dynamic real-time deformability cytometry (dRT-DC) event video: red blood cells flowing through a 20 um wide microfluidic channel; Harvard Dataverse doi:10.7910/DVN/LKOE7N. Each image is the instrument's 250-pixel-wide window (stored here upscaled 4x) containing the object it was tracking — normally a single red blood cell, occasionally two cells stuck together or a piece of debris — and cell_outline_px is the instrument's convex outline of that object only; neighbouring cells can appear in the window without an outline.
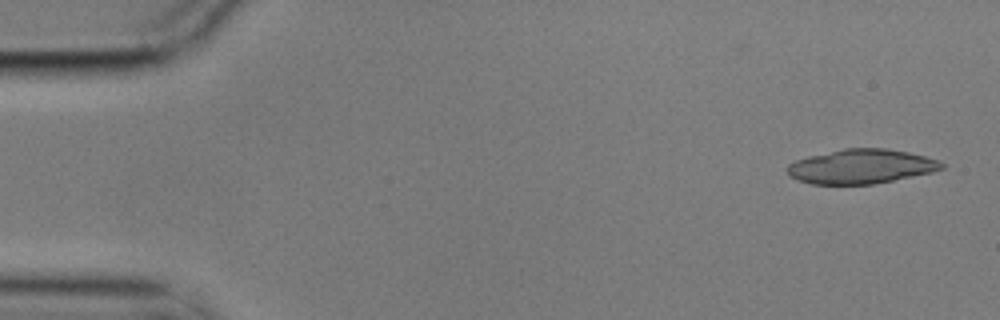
{"species": "common noctule bat (a hibernating species)", "species_latin": "Nyctalus noctula", "temperature_condition": "cold", "stored_images_in_passage": 54, "camera_frame_rate_fps": 3000, "um_per_image_px": 0.085, "animal": {"sex": "male", "body_mass_g": 17.9}, "frame": {"image": 1, "passage_image": 1, "time_ms": 0.0, "image_size_px": [1000, 320], "cell_outline_px": [[944, 168], [932, 172], [872, 184], [812, 184], [788, 176], [788, 164], [796, 160], [808, 156], [844, 148], [884, 148], [908, 152], [940, 160], [944, 164]], "centroid_in_image_um": [73.2, 14.14], "position_along_channel_um": 11.8, "area_um2": 30.75}}